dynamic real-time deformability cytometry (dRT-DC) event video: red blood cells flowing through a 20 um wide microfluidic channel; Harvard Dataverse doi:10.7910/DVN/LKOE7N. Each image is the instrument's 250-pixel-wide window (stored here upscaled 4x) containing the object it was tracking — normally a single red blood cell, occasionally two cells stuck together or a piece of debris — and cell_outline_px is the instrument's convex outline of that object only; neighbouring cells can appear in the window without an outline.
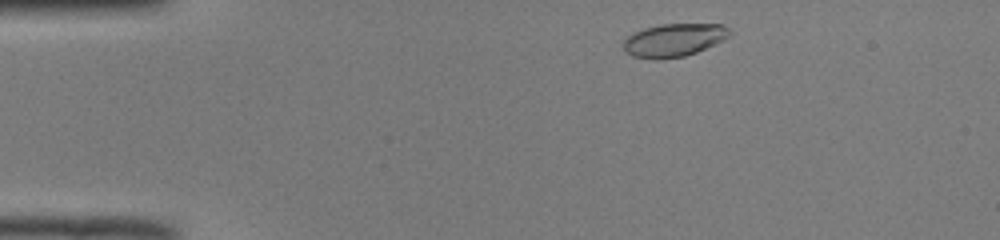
{"species": "common noctule bat (a hibernating species)", "species_latin": "Nyctalus noctula", "temperature_condition": "room temperature", "stored_images_in_passage": 44, "camera_frame_rate_fps": 3000, "um_per_image_px": 0.085, "animal": {"sex": "male", "body_mass_g": 19.0, "forearm_length_mm": 50.8}, "frame": {"image": 1, "passage_image": 2, "time_ms": 0.333, "image_size_px": [1000, 240], "cell_outline_px": [[732, 32], [728, 36], [696, 52], [684, 56], [656, 60], [632, 56], [624, 52], [624, 40], [628, 36], [644, 28], [660, 24], [720, 24], [728, 28]], "centroid_in_image_um": [57.23, 3.41], "position_along_channel_um": 27.8, "area_um2": 20.17}}
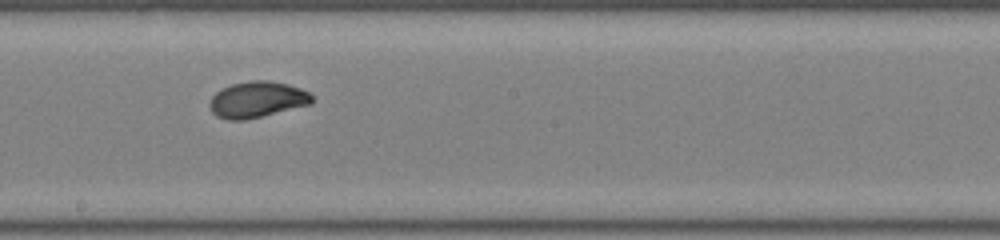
{"frame": {"image": 2, "passage_image": 22, "time_ms": 7.0, "image_size_px": [1000, 240], "cell_outline_px": [[312, 104], [244, 120], [228, 120], [216, 116], [212, 112], [208, 104], [212, 96], [216, 92], [232, 84], [248, 80], [268, 80], [288, 84], [300, 88], [308, 92], [312, 96]], "centroid_in_image_um": [21.84, 8.46], "position_along_channel_um": 226.4, "area_um2": 21.5}}
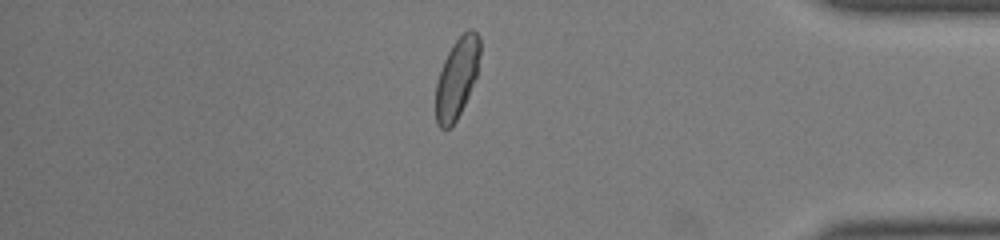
{"frame": {"image": 3, "passage_image": 37, "time_ms": 12.0, "image_size_px": [1000, 240], "cell_outline_px": [[480, 52], [476, 76], [468, 96], [456, 120], [448, 128], [440, 128], [436, 124], [436, 84], [444, 60], [452, 44], [468, 28], [472, 28], [480, 36]], "centroid_in_image_um": [38.84, 6.59], "position_along_channel_um": 396.4, "area_um2": 20.4}, "authors_computed_cell_mechanics": {"area_um2": 20.8947, "velocity_mm_per_s": 3.966, "shape_relaxation_time_tau1_ms": 2.9106, "shape_relaxation_time_tau2_ms": null, "deformation_change_tau1": 0.1489, "deformation_change_tau2": null}}